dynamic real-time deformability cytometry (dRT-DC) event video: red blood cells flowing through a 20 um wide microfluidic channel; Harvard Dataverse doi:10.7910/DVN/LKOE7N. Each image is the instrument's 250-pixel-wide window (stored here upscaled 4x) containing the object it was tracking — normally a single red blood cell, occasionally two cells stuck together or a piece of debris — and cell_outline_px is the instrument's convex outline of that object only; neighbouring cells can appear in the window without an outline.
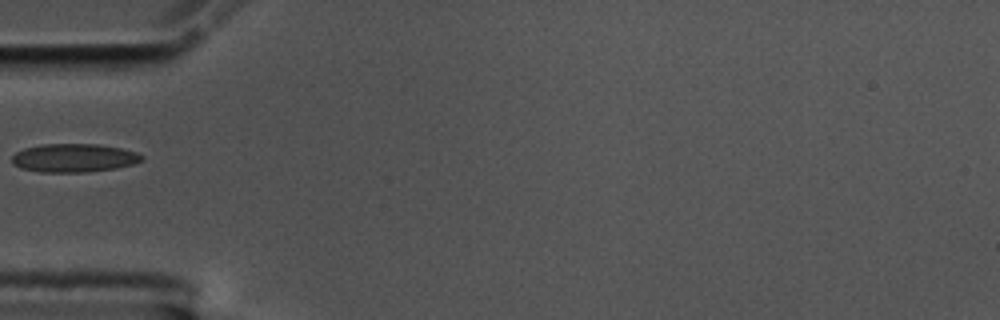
{"species": "common noctule bat (a hibernating species)", "species_latin": "Nyctalus noctula", "temperature_condition": "cold", "stored_images_in_passage": 39, "camera_frame_rate_fps": 3000, "um_per_image_px": 0.085, "animal": {"sex": "male", "body_mass_g": 17.5, "forearm_length_mm": 52.3}, "frame": {"image": 1, "passage_image": 1, "time_ms": 0.0, "image_size_px": [1000, 320], "cell_outline_px": [[144, 160], [132, 164], [116, 168], [88, 172], [40, 172], [20, 168], [12, 164], [12, 156], [16, 152], [24, 148], [44, 144], [96, 144], [120, 148], [136, 152], [144, 156]], "centroid_in_image_um": [6.27, 13.43], "position_along_channel_um": 78.7, "area_um2": 21.56}}
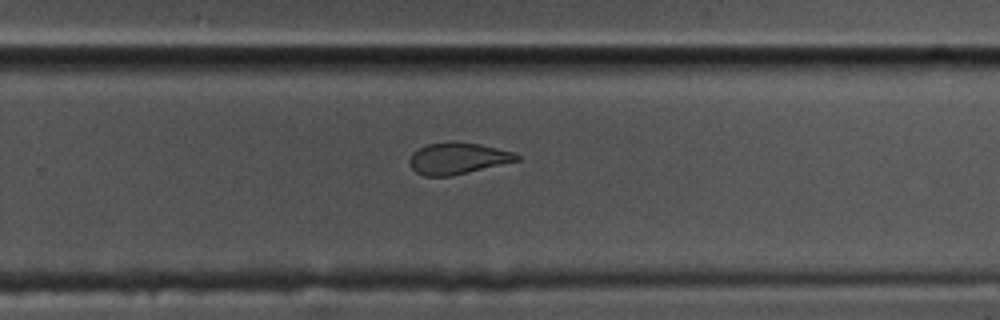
{"frame": {"image": 2, "passage_image": 19, "time_ms": 6.0, "image_size_px": [1000, 320], "cell_outline_px": [[520, 160], [452, 176], [424, 176], [416, 172], [408, 164], [408, 160], [412, 152], [428, 144], [452, 140], [480, 144], [512, 152], [520, 156]], "centroid_in_image_um": [38.87, 13.45], "position_along_channel_um": 290.9, "area_um2": 19.83}}
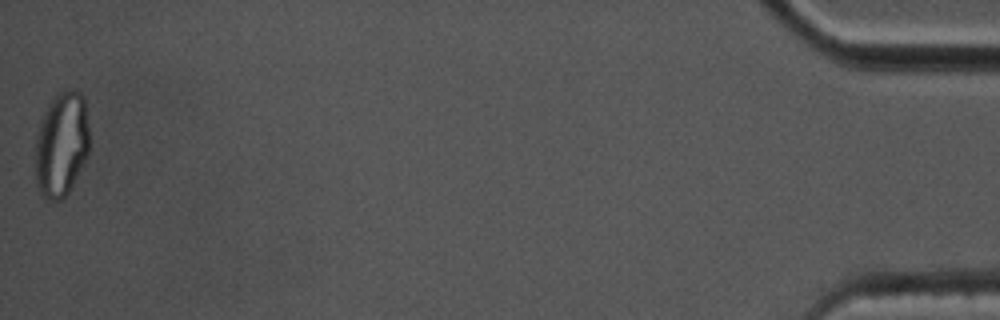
{"frame": {"image": 3, "passage_image": 39, "time_ms": 12.667, "image_size_px": [1000, 320], "cell_outline_px": [[88, 156], [84, 164], [68, 192], [56, 204], [40, 196], [36, 184], [36, 136], [40, 120], [44, 112], [56, 92], [72, 88], [80, 92], [84, 96], [88, 128]], "centroid_in_image_um": [5.21, 12.28], "position_along_channel_um": 430.0, "area_um2": 33.52}}